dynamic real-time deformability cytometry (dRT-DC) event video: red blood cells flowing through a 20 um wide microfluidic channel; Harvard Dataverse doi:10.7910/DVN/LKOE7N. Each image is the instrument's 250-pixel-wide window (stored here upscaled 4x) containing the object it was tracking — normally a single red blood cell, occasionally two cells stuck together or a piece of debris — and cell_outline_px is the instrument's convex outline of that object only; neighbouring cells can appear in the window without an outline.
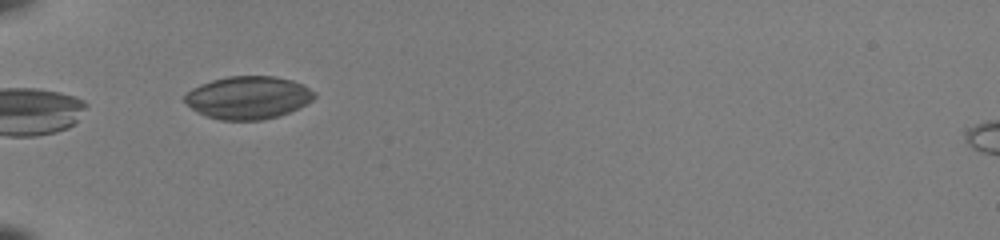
{"species": "common noctule bat (a hibernating species)", "species_latin": "Nyctalus noctula", "temperature_condition": "room temperature", "stored_images_in_passage": 3, "camera_frame_rate_fps": 3000, "um_per_image_px": 0.085, "animal": {"sex": "female", "body_mass_g": 22.0, "forearm_length_mm": 56.7}, "frame": {"image": 1, "passage_image": 1, "time_ms": 0.0, "image_size_px": [1000, 240], "cell_outline_px": [[316, 96], [312, 100], [288, 112], [264, 120], [220, 120], [196, 112], [184, 100], [184, 96], [192, 88], [200, 84], [212, 80], [228, 76], [276, 76], [292, 80], [304, 84], [316, 92]], "centroid_in_image_um": [21.1, 8.28], "position_along_channel_um": 63.9, "area_um2": 32.25}}